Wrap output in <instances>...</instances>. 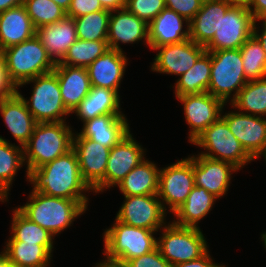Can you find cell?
I'll list each match as a JSON object with an SVG mask.
<instances>
[{
  "label": "cell",
  "mask_w": 266,
  "mask_h": 267,
  "mask_svg": "<svg viewBox=\"0 0 266 267\" xmlns=\"http://www.w3.org/2000/svg\"><path fill=\"white\" fill-rule=\"evenodd\" d=\"M125 267H172V265L164 259L158 248L142 256L127 260Z\"/></svg>",
  "instance_id": "obj_42"
},
{
  "label": "cell",
  "mask_w": 266,
  "mask_h": 267,
  "mask_svg": "<svg viewBox=\"0 0 266 267\" xmlns=\"http://www.w3.org/2000/svg\"><path fill=\"white\" fill-rule=\"evenodd\" d=\"M136 141L129 132L111 148L105 171V191L117 186L132 169L146 159L142 145Z\"/></svg>",
  "instance_id": "obj_17"
},
{
  "label": "cell",
  "mask_w": 266,
  "mask_h": 267,
  "mask_svg": "<svg viewBox=\"0 0 266 267\" xmlns=\"http://www.w3.org/2000/svg\"><path fill=\"white\" fill-rule=\"evenodd\" d=\"M230 105L243 114L266 117V77L248 81Z\"/></svg>",
  "instance_id": "obj_34"
},
{
  "label": "cell",
  "mask_w": 266,
  "mask_h": 267,
  "mask_svg": "<svg viewBox=\"0 0 266 267\" xmlns=\"http://www.w3.org/2000/svg\"><path fill=\"white\" fill-rule=\"evenodd\" d=\"M261 156L265 157L264 159L266 161V151Z\"/></svg>",
  "instance_id": "obj_55"
},
{
  "label": "cell",
  "mask_w": 266,
  "mask_h": 267,
  "mask_svg": "<svg viewBox=\"0 0 266 267\" xmlns=\"http://www.w3.org/2000/svg\"><path fill=\"white\" fill-rule=\"evenodd\" d=\"M161 235L157 248L172 267L196 260L209 250L200 228L179 226L172 221L163 227Z\"/></svg>",
  "instance_id": "obj_7"
},
{
  "label": "cell",
  "mask_w": 266,
  "mask_h": 267,
  "mask_svg": "<svg viewBox=\"0 0 266 267\" xmlns=\"http://www.w3.org/2000/svg\"><path fill=\"white\" fill-rule=\"evenodd\" d=\"M230 7L224 0H204L201 9L190 21V39L205 46L213 38L221 17Z\"/></svg>",
  "instance_id": "obj_27"
},
{
  "label": "cell",
  "mask_w": 266,
  "mask_h": 267,
  "mask_svg": "<svg viewBox=\"0 0 266 267\" xmlns=\"http://www.w3.org/2000/svg\"><path fill=\"white\" fill-rule=\"evenodd\" d=\"M105 10L99 0H71L66 16L77 18L96 11Z\"/></svg>",
  "instance_id": "obj_43"
},
{
  "label": "cell",
  "mask_w": 266,
  "mask_h": 267,
  "mask_svg": "<svg viewBox=\"0 0 266 267\" xmlns=\"http://www.w3.org/2000/svg\"><path fill=\"white\" fill-rule=\"evenodd\" d=\"M115 219L137 228L161 231L166 225V214L157 195L125 196Z\"/></svg>",
  "instance_id": "obj_12"
},
{
  "label": "cell",
  "mask_w": 266,
  "mask_h": 267,
  "mask_svg": "<svg viewBox=\"0 0 266 267\" xmlns=\"http://www.w3.org/2000/svg\"><path fill=\"white\" fill-rule=\"evenodd\" d=\"M0 267H12L8 259L0 252Z\"/></svg>",
  "instance_id": "obj_53"
},
{
  "label": "cell",
  "mask_w": 266,
  "mask_h": 267,
  "mask_svg": "<svg viewBox=\"0 0 266 267\" xmlns=\"http://www.w3.org/2000/svg\"><path fill=\"white\" fill-rule=\"evenodd\" d=\"M2 52H3V50H2V48H1V46H0V54H2Z\"/></svg>",
  "instance_id": "obj_56"
},
{
  "label": "cell",
  "mask_w": 266,
  "mask_h": 267,
  "mask_svg": "<svg viewBox=\"0 0 266 267\" xmlns=\"http://www.w3.org/2000/svg\"><path fill=\"white\" fill-rule=\"evenodd\" d=\"M224 1H226L231 6L244 7V8H247V9L250 8V5L252 3V0H224Z\"/></svg>",
  "instance_id": "obj_50"
},
{
  "label": "cell",
  "mask_w": 266,
  "mask_h": 267,
  "mask_svg": "<svg viewBox=\"0 0 266 267\" xmlns=\"http://www.w3.org/2000/svg\"><path fill=\"white\" fill-rule=\"evenodd\" d=\"M36 35L23 4L0 13V46L2 50L20 44Z\"/></svg>",
  "instance_id": "obj_26"
},
{
  "label": "cell",
  "mask_w": 266,
  "mask_h": 267,
  "mask_svg": "<svg viewBox=\"0 0 266 267\" xmlns=\"http://www.w3.org/2000/svg\"><path fill=\"white\" fill-rule=\"evenodd\" d=\"M29 182L38 192L69 200H88L85 193L93 192L81 176L78 158L73 148L52 162L37 168L30 175Z\"/></svg>",
  "instance_id": "obj_1"
},
{
  "label": "cell",
  "mask_w": 266,
  "mask_h": 267,
  "mask_svg": "<svg viewBox=\"0 0 266 267\" xmlns=\"http://www.w3.org/2000/svg\"><path fill=\"white\" fill-rule=\"evenodd\" d=\"M59 5L64 11H68L71 5V0H52Z\"/></svg>",
  "instance_id": "obj_52"
},
{
  "label": "cell",
  "mask_w": 266,
  "mask_h": 267,
  "mask_svg": "<svg viewBox=\"0 0 266 267\" xmlns=\"http://www.w3.org/2000/svg\"><path fill=\"white\" fill-rule=\"evenodd\" d=\"M23 165V146L12 144L0 136V202L8 200L12 182Z\"/></svg>",
  "instance_id": "obj_33"
},
{
  "label": "cell",
  "mask_w": 266,
  "mask_h": 267,
  "mask_svg": "<svg viewBox=\"0 0 266 267\" xmlns=\"http://www.w3.org/2000/svg\"><path fill=\"white\" fill-rule=\"evenodd\" d=\"M248 10L251 12L254 20L266 18V0H252Z\"/></svg>",
  "instance_id": "obj_46"
},
{
  "label": "cell",
  "mask_w": 266,
  "mask_h": 267,
  "mask_svg": "<svg viewBox=\"0 0 266 267\" xmlns=\"http://www.w3.org/2000/svg\"><path fill=\"white\" fill-rule=\"evenodd\" d=\"M0 113L12 136L23 146L29 141L37 122L27 109L23 98L15 92L0 100Z\"/></svg>",
  "instance_id": "obj_25"
},
{
  "label": "cell",
  "mask_w": 266,
  "mask_h": 267,
  "mask_svg": "<svg viewBox=\"0 0 266 267\" xmlns=\"http://www.w3.org/2000/svg\"><path fill=\"white\" fill-rule=\"evenodd\" d=\"M127 121L124 114L98 116L83 122V128L77 134L111 149L130 132Z\"/></svg>",
  "instance_id": "obj_23"
},
{
  "label": "cell",
  "mask_w": 266,
  "mask_h": 267,
  "mask_svg": "<svg viewBox=\"0 0 266 267\" xmlns=\"http://www.w3.org/2000/svg\"><path fill=\"white\" fill-rule=\"evenodd\" d=\"M183 104L185 121L189 125V143H192L209 125L216 122L223 113L225 104L208 92L176 96Z\"/></svg>",
  "instance_id": "obj_14"
},
{
  "label": "cell",
  "mask_w": 266,
  "mask_h": 267,
  "mask_svg": "<svg viewBox=\"0 0 266 267\" xmlns=\"http://www.w3.org/2000/svg\"><path fill=\"white\" fill-rule=\"evenodd\" d=\"M261 239H262V241L264 243V247L266 249V232L261 235Z\"/></svg>",
  "instance_id": "obj_54"
},
{
  "label": "cell",
  "mask_w": 266,
  "mask_h": 267,
  "mask_svg": "<svg viewBox=\"0 0 266 267\" xmlns=\"http://www.w3.org/2000/svg\"><path fill=\"white\" fill-rule=\"evenodd\" d=\"M165 0H126L125 8L149 24L165 8Z\"/></svg>",
  "instance_id": "obj_40"
},
{
  "label": "cell",
  "mask_w": 266,
  "mask_h": 267,
  "mask_svg": "<svg viewBox=\"0 0 266 267\" xmlns=\"http://www.w3.org/2000/svg\"><path fill=\"white\" fill-rule=\"evenodd\" d=\"M173 267H226L225 265H219V263L213 262L210 256L209 250L200 258L189 262H183Z\"/></svg>",
  "instance_id": "obj_45"
},
{
  "label": "cell",
  "mask_w": 266,
  "mask_h": 267,
  "mask_svg": "<svg viewBox=\"0 0 266 267\" xmlns=\"http://www.w3.org/2000/svg\"><path fill=\"white\" fill-rule=\"evenodd\" d=\"M36 35L55 64L62 61L69 47L78 39L74 19L69 16L37 28Z\"/></svg>",
  "instance_id": "obj_22"
},
{
  "label": "cell",
  "mask_w": 266,
  "mask_h": 267,
  "mask_svg": "<svg viewBox=\"0 0 266 267\" xmlns=\"http://www.w3.org/2000/svg\"><path fill=\"white\" fill-rule=\"evenodd\" d=\"M194 186L193 155L160 168L157 196L162 200L165 211L167 205L174 214L187 200Z\"/></svg>",
  "instance_id": "obj_10"
},
{
  "label": "cell",
  "mask_w": 266,
  "mask_h": 267,
  "mask_svg": "<svg viewBox=\"0 0 266 267\" xmlns=\"http://www.w3.org/2000/svg\"><path fill=\"white\" fill-rule=\"evenodd\" d=\"M142 40L149 46V28L146 22L126 8L111 11L107 34L110 49L123 52L121 43L133 44Z\"/></svg>",
  "instance_id": "obj_19"
},
{
  "label": "cell",
  "mask_w": 266,
  "mask_h": 267,
  "mask_svg": "<svg viewBox=\"0 0 266 267\" xmlns=\"http://www.w3.org/2000/svg\"><path fill=\"white\" fill-rule=\"evenodd\" d=\"M61 97L67 111L71 114L88 95L91 83L87 68L69 65H55Z\"/></svg>",
  "instance_id": "obj_24"
},
{
  "label": "cell",
  "mask_w": 266,
  "mask_h": 267,
  "mask_svg": "<svg viewBox=\"0 0 266 267\" xmlns=\"http://www.w3.org/2000/svg\"><path fill=\"white\" fill-rule=\"evenodd\" d=\"M258 21L263 22L262 29L258 30L259 28L257 27L256 23ZM260 31V32H259ZM253 35L257 38V40L261 43L262 48L265 52L266 55V18L264 19H258L254 21V27H253Z\"/></svg>",
  "instance_id": "obj_47"
},
{
  "label": "cell",
  "mask_w": 266,
  "mask_h": 267,
  "mask_svg": "<svg viewBox=\"0 0 266 267\" xmlns=\"http://www.w3.org/2000/svg\"><path fill=\"white\" fill-rule=\"evenodd\" d=\"M73 149L76 152L83 180L93 190L100 193L105 190V171L110 148L102 146L89 138L73 136Z\"/></svg>",
  "instance_id": "obj_13"
},
{
  "label": "cell",
  "mask_w": 266,
  "mask_h": 267,
  "mask_svg": "<svg viewBox=\"0 0 266 267\" xmlns=\"http://www.w3.org/2000/svg\"><path fill=\"white\" fill-rule=\"evenodd\" d=\"M32 188L28 202L17 208L28 219L48 230L54 237L72 226L75 218L88 209L89 200H69L48 196Z\"/></svg>",
  "instance_id": "obj_2"
},
{
  "label": "cell",
  "mask_w": 266,
  "mask_h": 267,
  "mask_svg": "<svg viewBox=\"0 0 266 267\" xmlns=\"http://www.w3.org/2000/svg\"><path fill=\"white\" fill-rule=\"evenodd\" d=\"M120 106V95L115 90L91 86L90 92L73 113L86 122L106 114H123Z\"/></svg>",
  "instance_id": "obj_28"
},
{
  "label": "cell",
  "mask_w": 266,
  "mask_h": 267,
  "mask_svg": "<svg viewBox=\"0 0 266 267\" xmlns=\"http://www.w3.org/2000/svg\"><path fill=\"white\" fill-rule=\"evenodd\" d=\"M157 50L151 70L164 74L181 76L194 66L197 59L206 51L205 47L196 44L191 39L180 43L163 45Z\"/></svg>",
  "instance_id": "obj_16"
},
{
  "label": "cell",
  "mask_w": 266,
  "mask_h": 267,
  "mask_svg": "<svg viewBox=\"0 0 266 267\" xmlns=\"http://www.w3.org/2000/svg\"><path fill=\"white\" fill-rule=\"evenodd\" d=\"M204 0H165V6L189 22L199 12Z\"/></svg>",
  "instance_id": "obj_41"
},
{
  "label": "cell",
  "mask_w": 266,
  "mask_h": 267,
  "mask_svg": "<svg viewBox=\"0 0 266 267\" xmlns=\"http://www.w3.org/2000/svg\"><path fill=\"white\" fill-rule=\"evenodd\" d=\"M10 238L6 242L53 245L54 236L46 229L28 219L17 207L13 209Z\"/></svg>",
  "instance_id": "obj_35"
},
{
  "label": "cell",
  "mask_w": 266,
  "mask_h": 267,
  "mask_svg": "<svg viewBox=\"0 0 266 267\" xmlns=\"http://www.w3.org/2000/svg\"><path fill=\"white\" fill-rule=\"evenodd\" d=\"M218 198L202 187L194 186L187 200L174 213L176 225L200 228L199 221L211 211Z\"/></svg>",
  "instance_id": "obj_31"
},
{
  "label": "cell",
  "mask_w": 266,
  "mask_h": 267,
  "mask_svg": "<svg viewBox=\"0 0 266 267\" xmlns=\"http://www.w3.org/2000/svg\"><path fill=\"white\" fill-rule=\"evenodd\" d=\"M102 7L109 11L120 10L125 8L126 0H99Z\"/></svg>",
  "instance_id": "obj_48"
},
{
  "label": "cell",
  "mask_w": 266,
  "mask_h": 267,
  "mask_svg": "<svg viewBox=\"0 0 266 267\" xmlns=\"http://www.w3.org/2000/svg\"><path fill=\"white\" fill-rule=\"evenodd\" d=\"M192 143L205 149L199 155L231 163L239 170L254 160L222 117L209 125Z\"/></svg>",
  "instance_id": "obj_9"
},
{
  "label": "cell",
  "mask_w": 266,
  "mask_h": 267,
  "mask_svg": "<svg viewBox=\"0 0 266 267\" xmlns=\"http://www.w3.org/2000/svg\"><path fill=\"white\" fill-rule=\"evenodd\" d=\"M124 52L109 49L88 67L91 86L115 90L119 94L121 80L128 65Z\"/></svg>",
  "instance_id": "obj_20"
},
{
  "label": "cell",
  "mask_w": 266,
  "mask_h": 267,
  "mask_svg": "<svg viewBox=\"0 0 266 267\" xmlns=\"http://www.w3.org/2000/svg\"><path fill=\"white\" fill-rule=\"evenodd\" d=\"M211 75V52L205 51L175 83V96L208 92Z\"/></svg>",
  "instance_id": "obj_32"
},
{
  "label": "cell",
  "mask_w": 266,
  "mask_h": 267,
  "mask_svg": "<svg viewBox=\"0 0 266 267\" xmlns=\"http://www.w3.org/2000/svg\"><path fill=\"white\" fill-rule=\"evenodd\" d=\"M239 169L233 164L203 155H193L195 186H199L218 199L229 189L231 175Z\"/></svg>",
  "instance_id": "obj_18"
},
{
  "label": "cell",
  "mask_w": 266,
  "mask_h": 267,
  "mask_svg": "<svg viewBox=\"0 0 266 267\" xmlns=\"http://www.w3.org/2000/svg\"><path fill=\"white\" fill-rule=\"evenodd\" d=\"M114 222L103 233L105 260L124 264L157 248L153 235L158 231L129 226L117 219Z\"/></svg>",
  "instance_id": "obj_4"
},
{
  "label": "cell",
  "mask_w": 266,
  "mask_h": 267,
  "mask_svg": "<svg viewBox=\"0 0 266 267\" xmlns=\"http://www.w3.org/2000/svg\"><path fill=\"white\" fill-rule=\"evenodd\" d=\"M28 83H34V87L31 97L26 100L18 89ZM16 92L23 98L27 109L37 123L66 121L64 116L70 114L63 103L59 81L54 72L21 83L16 87Z\"/></svg>",
  "instance_id": "obj_8"
},
{
  "label": "cell",
  "mask_w": 266,
  "mask_h": 267,
  "mask_svg": "<svg viewBox=\"0 0 266 267\" xmlns=\"http://www.w3.org/2000/svg\"><path fill=\"white\" fill-rule=\"evenodd\" d=\"M110 48L107 41H86L77 39L68 49L60 63L56 65H69L87 68L98 57Z\"/></svg>",
  "instance_id": "obj_36"
},
{
  "label": "cell",
  "mask_w": 266,
  "mask_h": 267,
  "mask_svg": "<svg viewBox=\"0 0 266 267\" xmlns=\"http://www.w3.org/2000/svg\"><path fill=\"white\" fill-rule=\"evenodd\" d=\"M232 134L255 160L266 151V118L232 111L221 114Z\"/></svg>",
  "instance_id": "obj_15"
},
{
  "label": "cell",
  "mask_w": 266,
  "mask_h": 267,
  "mask_svg": "<svg viewBox=\"0 0 266 267\" xmlns=\"http://www.w3.org/2000/svg\"><path fill=\"white\" fill-rule=\"evenodd\" d=\"M247 81L266 77V55L261 43L252 35L240 48Z\"/></svg>",
  "instance_id": "obj_38"
},
{
  "label": "cell",
  "mask_w": 266,
  "mask_h": 267,
  "mask_svg": "<svg viewBox=\"0 0 266 267\" xmlns=\"http://www.w3.org/2000/svg\"><path fill=\"white\" fill-rule=\"evenodd\" d=\"M2 53L8 78L15 87L29 79L53 72L56 65L37 35L4 49Z\"/></svg>",
  "instance_id": "obj_5"
},
{
  "label": "cell",
  "mask_w": 266,
  "mask_h": 267,
  "mask_svg": "<svg viewBox=\"0 0 266 267\" xmlns=\"http://www.w3.org/2000/svg\"><path fill=\"white\" fill-rule=\"evenodd\" d=\"M70 125L66 121L37 123L33 134L24 145V162L26 163V178L39 167L52 162L57 157L73 148V136Z\"/></svg>",
  "instance_id": "obj_3"
},
{
  "label": "cell",
  "mask_w": 266,
  "mask_h": 267,
  "mask_svg": "<svg viewBox=\"0 0 266 267\" xmlns=\"http://www.w3.org/2000/svg\"><path fill=\"white\" fill-rule=\"evenodd\" d=\"M95 265L96 266L94 267H125L123 264L107 260H103L102 262L96 263Z\"/></svg>",
  "instance_id": "obj_51"
},
{
  "label": "cell",
  "mask_w": 266,
  "mask_h": 267,
  "mask_svg": "<svg viewBox=\"0 0 266 267\" xmlns=\"http://www.w3.org/2000/svg\"><path fill=\"white\" fill-rule=\"evenodd\" d=\"M210 52L211 75L208 93L219 98L225 104L229 101L231 103L248 82L243 70L240 49Z\"/></svg>",
  "instance_id": "obj_6"
},
{
  "label": "cell",
  "mask_w": 266,
  "mask_h": 267,
  "mask_svg": "<svg viewBox=\"0 0 266 267\" xmlns=\"http://www.w3.org/2000/svg\"><path fill=\"white\" fill-rule=\"evenodd\" d=\"M157 165L149 160H143L132 169L117 185L123 196L157 195L159 183Z\"/></svg>",
  "instance_id": "obj_29"
},
{
  "label": "cell",
  "mask_w": 266,
  "mask_h": 267,
  "mask_svg": "<svg viewBox=\"0 0 266 267\" xmlns=\"http://www.w3.org/2000/svg\"><path fill=\"white\" fill-rule=\"evenodd\" d=\"M23 5L36 29L66 16V11L52 0H23Z\"/></svg>",
  "instance_id": "obj_39"
},
{
  "label": "cell",
  "mask_w": 266,
  "mask_h": 267,
  "mask_svg": "<svg viewBox=\"0 0 266 267\" xmlns=\"http://www.w3.org/2000/svg\"><path fill=\"white\" fill-rule=\"evenodd\" d=\"M254 21L247 8L231 6L221 17L213 38L204 46L206 51L240 49L253 35Z\"/></svg>",
  "instance_id": "obj_11"
},
{
  "label": "cell",
  "mask_w": 266,
  "mask_h": 267,
  "mask_svg": "<svg viewBox=\"0 0 266 267\" xmlns=\"http://www.w3.org/2000/svg\"><path fill=\"white\" fill-rule=\"evenodd\" d=\"M54 245L6 242L1 252L12 267H50Z\"/></svg>",
  "instance_id": "obj_30"
},
{
  "label": "cell",
  "mask_w": 266,
  "mask_h": 267,
  "mask_svg": "<svg viewBox=\"0 0 266 267\" xmlns=\"http://www.w3.org/2000/svg\"><path fill=\"white\" fill-rule=\"evenodd\" d=\"M23 4V0H0V13Z\"/></svg>",
  "instance_id": "obj_49"
},
{
  "label": "cell",
  "mask_w": 266,
  "mask_h": 267,
  "mask_svg": "<svg viewBox=\"0 0 266 267\" xmlns=\"http://www.w3.org/2000/svg\"><path fill=\"white\" fill-rule=\"evenodd\" d=\"M111 11L105 9L73 18L78 39L107 41Z\"/></svg>",
  "instance_id": "obj_37"
},
{
  "label": "cell",
  "mask_w": 266,
  "mask_h": 267,
  "mask_svg": "<svg viewBox=\"0 0 266 267\" xmlns=\"http://www.w3.org/2000/svg\"><path fill=\"white\" fill-rule=\"evenodd\" d=\"M16 92L15 85L9 80L3 53L0 54V100Z\"/></svg>",
  "instance_id": "obj_44"
},
{
  "label": "cell",
  "mask_w": 266,
  "mask_h": 267,
  "mask_svg": "<svg viewBox=\"0 0 266 267\" xmlns=\"http://www.w3.org/2000/svg\"><path fill=\"white\" fill-rule=\"evenodd\" d=\"M148 28L150 49L190 39V22L167 7L148 24Z\"/></svg>",
  "instance_id": "obj_21"
}]
</instances>
